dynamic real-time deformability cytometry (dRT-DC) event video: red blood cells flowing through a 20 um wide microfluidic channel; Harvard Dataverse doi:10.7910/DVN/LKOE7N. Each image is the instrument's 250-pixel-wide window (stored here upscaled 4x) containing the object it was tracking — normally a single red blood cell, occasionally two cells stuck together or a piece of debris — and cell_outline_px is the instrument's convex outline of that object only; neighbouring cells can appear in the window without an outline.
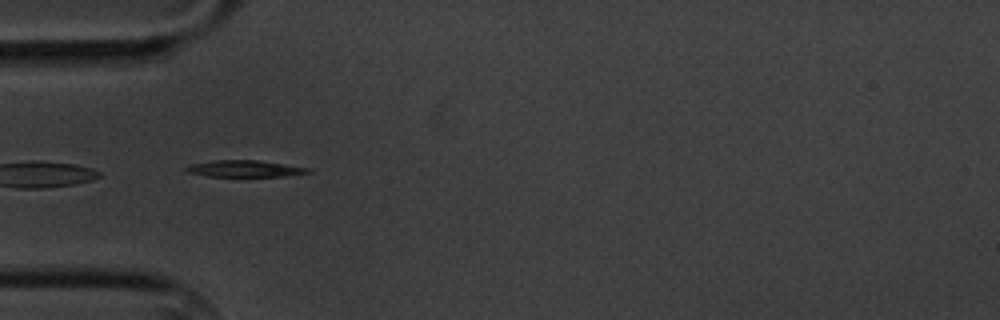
{"species": "common noctule bat (a hibernating species)", "species_latin": "Nyctalus noctula", "temperature_condition": "cold", "stored_images_in_passage": 6, "camera_frame_rate_fps": 3000, "um_per_image_px": 0.085, "animal": {"sex": "male", "body_mass_g": 20.1, "forearm_length_mm": 53.5}, "frame": {"image": 1, "passage_image": 6, "time_ms": 5.667, "image_size_px": [1000, 320], "cell_outline_px": [[312, 172], [284, 176], [208, 176], [188, 172], [184, 168], [192, 164], [216, 160], [256, 160], [308, 168]], "centroid_in_image_um": [20.78, 14.33], "position_along_channel_um": 64.2, "area_um2": 11.44}}